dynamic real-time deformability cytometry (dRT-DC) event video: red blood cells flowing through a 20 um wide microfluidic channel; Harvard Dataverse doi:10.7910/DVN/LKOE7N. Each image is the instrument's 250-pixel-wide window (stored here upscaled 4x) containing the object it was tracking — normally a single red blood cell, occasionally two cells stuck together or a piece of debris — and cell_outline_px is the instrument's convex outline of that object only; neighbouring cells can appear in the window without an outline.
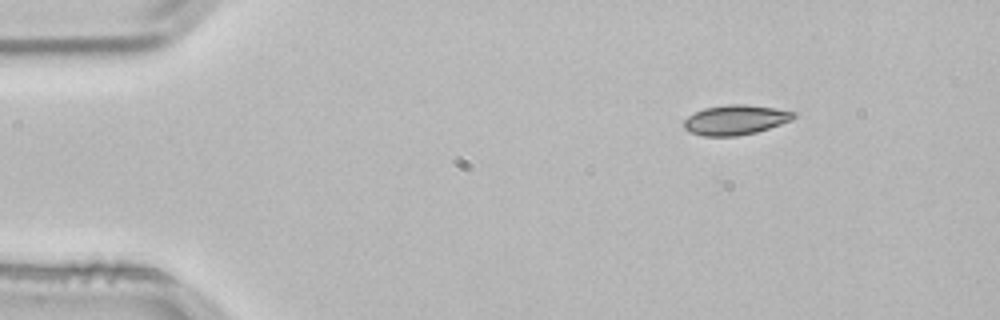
{"species": "common noctule bat (a hibernating species)", "species_latin": "Nyctalus noctula", "temperature_condition": "room temperature", "stored_images_in_passage": 3, "camera_frame_rate_fps": 3000, "um_per_image_px": 0.085, "animal": {"sex": "male", "body_mass_g": 21.5, "forearm_length_mm": 52.0}, "frame": {"image": 1, "passage_image": 1, "time_ms": 0.0, "image_size_px": [1000, 320], "cell_outline_px": [[796, 116], [792, 120], [756, 132], [736, 136], [704, 136], [688, 132], [684, 128], [684, 120], [688, 116], [704, 108], [728, 104], [748, 104], [776, 108], [796, 112]], "centroid_in_image_um": [62.52, 10.18], "position_along_channel_um": 22.5, "area_um2": 19.13}}
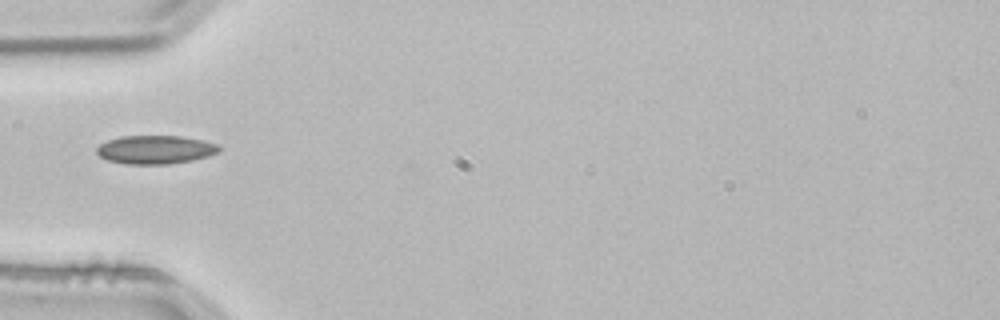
{"frame": {"image": 2, "passage_image": 3, "time_ms": 0.667, "image_size_px": [1000, 320], "cell_outline_px": [[220, 152], [208, 156], [192, 160], [168, 164], [124, 164], [108, 160], [100, 156], [96, 152], [96, 148], [100, 144], [108, 140], [120, 136], [180, 136], [200, 140], [216, 144], [220, 148]], "centroid_in_image_um": [13.18, 12.72], "position_along_channel_um": 71.8, "area_um2": 20.23}}